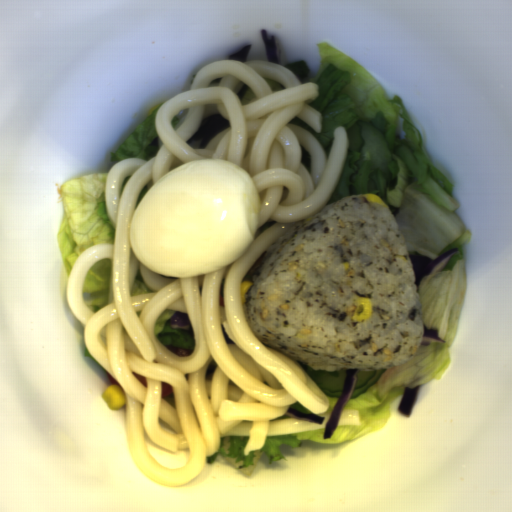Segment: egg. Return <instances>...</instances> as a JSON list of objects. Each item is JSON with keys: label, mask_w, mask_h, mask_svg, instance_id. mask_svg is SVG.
Listing matches in <instances>:
<instances>
[{"label": "egg", "mask_w": 512, "mask_h": 512, "mask_svg": "<svg viewBox=\"0 0 512 512\" xmlns=\"http://www.w3.org/2000/svg\"><path fill=\"white\" fill-rule=\"evenodd\" d=\"M260 193L247 170L205 158L176 167L144 195L129 229L133 254L163 277L217 272L257 233Z\"/></svg>", "instance_id": "obj_1"}]
</instances>
